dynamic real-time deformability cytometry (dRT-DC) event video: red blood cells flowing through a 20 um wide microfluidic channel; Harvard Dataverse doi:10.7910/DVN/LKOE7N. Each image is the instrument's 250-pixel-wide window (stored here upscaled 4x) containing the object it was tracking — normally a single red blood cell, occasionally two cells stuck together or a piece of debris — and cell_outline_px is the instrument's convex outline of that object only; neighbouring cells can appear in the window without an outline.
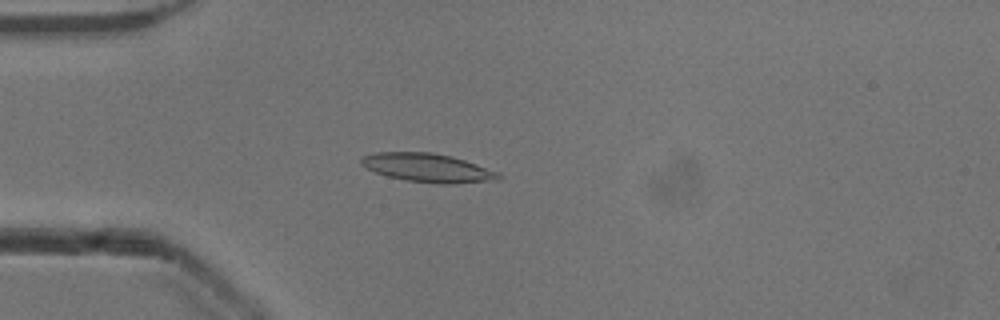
{"species": "common noctule bat (a hibernating species)", "species_latin": "Nyctalus noctula", "temperature_condition": "cold", "stored_images_in_passage": 52, "camera_frame_rate_fps": 3000, "um_per_image_px": 0.085, "animal": {"sex": "male", "body_mass_g": 13.3}, "frame": {"image": 1, "passage_image": 14, "time_ms": 4.333, "image_size_px": [1000, 320], "cell_outline_px": [[500, 180], [452, 184], [440, 184], [408, 180], [388, 176], [364, 168], [360, 164], [360, 160], [364, 156], [376, 152], [432, 152], [452, 156], [500, 172]], "centroid_in_image_um": [36.37, 14.26], "position_along_channel_um": 48.6, "area_um2": 22.95}}
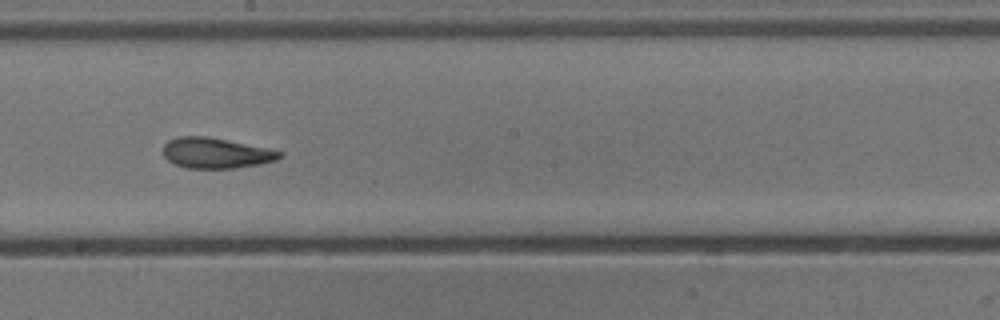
{"frame": {"image": 2, "passage_image": 29, "time_ms": 9.333, "image_size_px": [1000, 320], "cell_outline_px": [[280, 156], [276, 160], [260, 164], [236, 168], [188, 168], [172, 164], [164, 156], [164, 144], [168, 140], [180, 136], [208, 136], [268, 148], [280, 152]], "centroid_in_image_um": [18.31, 13.01], "position_along_channel_um": 229.9, "area_um2": 20.63}}
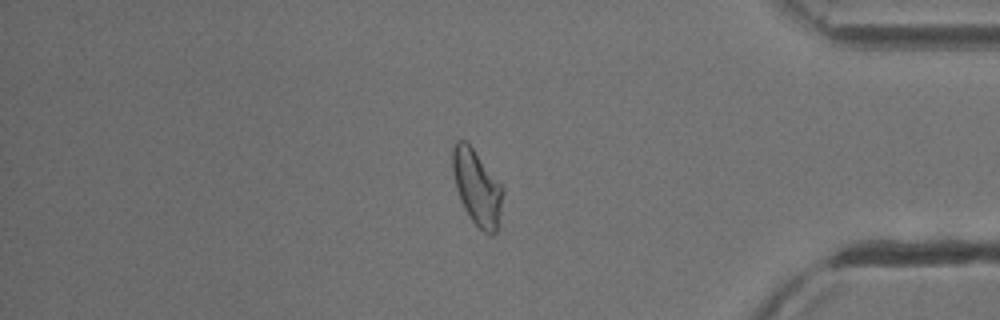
{"frame": {"image": 3, "passage_image": 44, "time_ms": 14.333, "image_size_px": [1000, 320], "cell_outline_px": [[504, 192], [496, 232], [492, 236], [484, 232], [472, 220], [464, 208], [460, 200], [456, 188], [452, 168], [452, 148], [456, 140], [468, 140], [504, 188]], "centroid_in_image_um": [40.54, 15.88], "position_along_channel_um": 394.7, "area_um2": 22.2}, "authors_computed_cell_mechanics": {"area_um2": 21.5016, "velocity_mm_per_s": 3.8956, "shape_relaxation_time_tau1_ms": 5.8894, "shape_relaxation_time_tau2_ms": 2.7911, "deformation_change_tau1": 0.1742, "deformation_change_tau2": 0.1067}}